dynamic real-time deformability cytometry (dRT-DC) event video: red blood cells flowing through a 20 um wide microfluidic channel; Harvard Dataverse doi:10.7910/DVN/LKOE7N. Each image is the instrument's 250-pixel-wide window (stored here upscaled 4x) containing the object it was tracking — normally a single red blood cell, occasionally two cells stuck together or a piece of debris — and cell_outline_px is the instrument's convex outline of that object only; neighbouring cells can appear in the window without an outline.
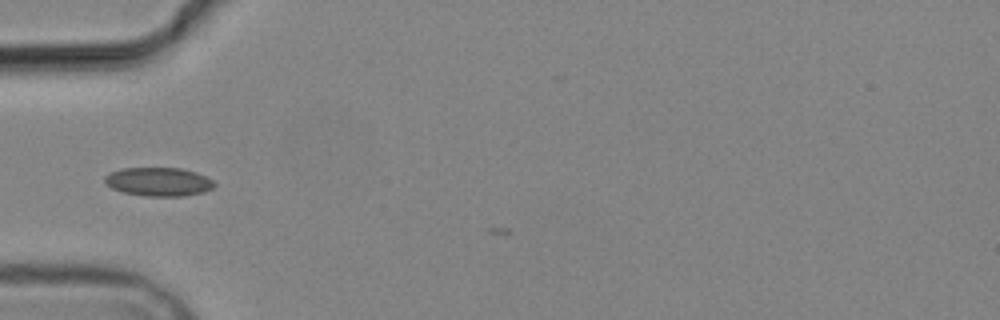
{"species": "common noctule bat (a hibernating species)", "species_latin": "Nyctalus noctula", "temperature_condition": "cold", "stored_images_in_passage": 5, "camera_frame_rate_fps": 3000, "um_per_image_px": 0.085, "animal": {"sex": "male", "body_mass_g": 19.2, "forearm_length_mm": 51.8}, "frame": {"image": 1, "passage_image": 3, "time_ms": 2.333, "image_size_px": [1000, 320], "cell_outline_px": [[216, 184], [212, 188], [204, 192], [184, 196], [144, 196], [124, 192], [112, 188], [104, 180], [104, 176], [120, 168], [180, 168], [196, 172], [212, 180]], "centroid_in_image_um": [13.49, 15.45], "position_along_channel_um": 71.5, "area_um2": 18.21}}
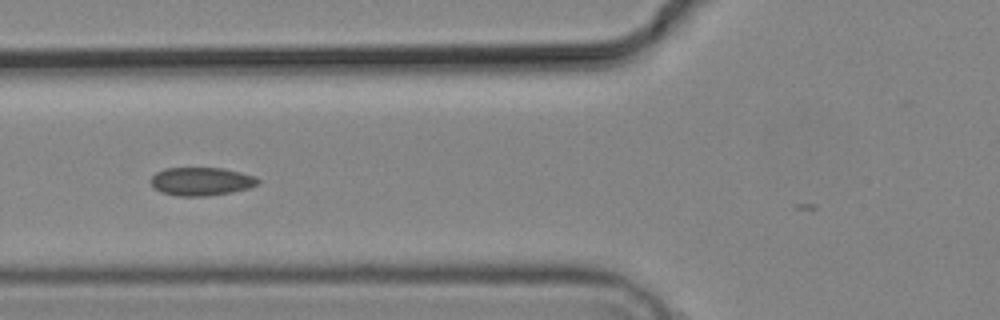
{"frame": {"image": 2, "passage_image": 4, "time_ms": 3.333, "image_size_px": [1000, 320], "cell_outline_px": [[260, 180], [256, 184], [248, 188], [232, 192], [204, 196], [176, 196], [160, 192], [152, 188], [148, 180], [156, 172], [164, 168], [224, 168], [256, 176]], "centroid_in_image_um": [17.04, 15.42], "position_along_channel_um": 108.8, "area_um2": 17.86}}